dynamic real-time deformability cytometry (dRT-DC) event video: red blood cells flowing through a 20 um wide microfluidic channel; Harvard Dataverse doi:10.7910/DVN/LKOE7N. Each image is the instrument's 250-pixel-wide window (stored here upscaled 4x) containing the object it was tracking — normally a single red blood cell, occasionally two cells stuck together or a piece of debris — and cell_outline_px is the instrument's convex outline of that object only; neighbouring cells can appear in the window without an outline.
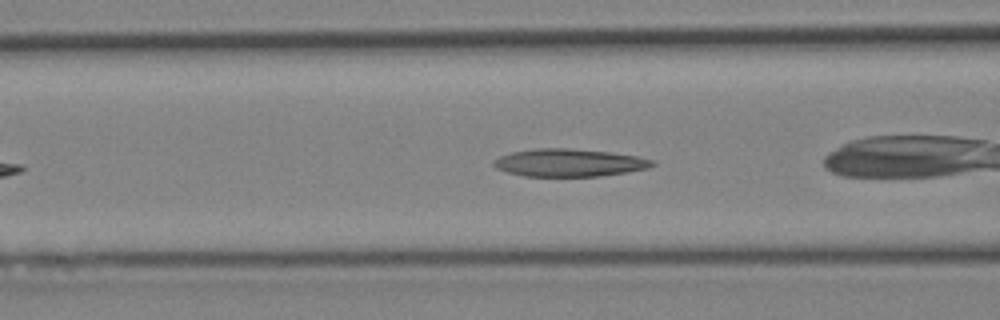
{"species": "Egyptian fruit bat (a non-hibernating species)", "species_latin": "Rousettus aegyptiacus", "temperature_condition": "cold", "stored_images_in_passage": 19, "camera_frame_rate_fps": 3000, "um_per_image_px": 0.085, "animal": {"sex": "female"}, "frame": {"image": 1, "passage_image": 6, "time_ms": 1.667, "image_size_px": [1000, 320], "cell_outline_px": [[656, 164], [648, 168], [628, 172], [600, 176], [524, 176], [508, 172], [496, 168], [492, 164], [500, 156], [512, 152], [536, 148], [568, 148], [608, 152], [636, 156], [656, 160]], "centroid_in_image_um": [48.41, 13.83], "position_along_channel_um": 118.2, "area_um2": 25.49}}
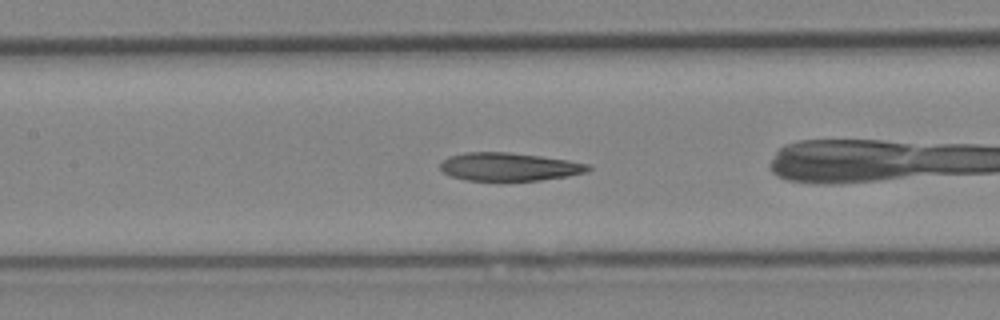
{"frame": {"image": 2, "passage_image": 9, "time_ms": 2.667, "image_size_px": [1000, 320], "cell_outline_px": [[592, 168], [588, 172], [568, 176], [540, 180], [468, 180], [452, 176], [444, 172], [440, 168], [440, 164], [444, 160], [452, 156], [464, 152], [508, 152], [540, 156], [568, 160], [588, 164]], "centroid_in_image_um": [43.31, 14.17], "position_along_channel_um": 164.1, "area_um2": 23.99}}
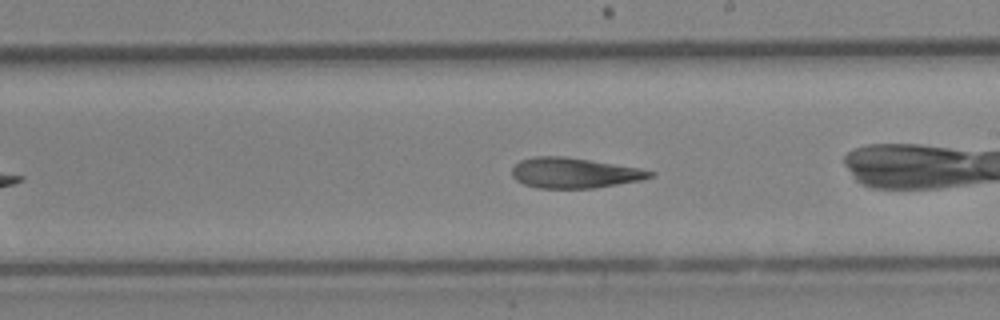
{"frame": {"image": 3, "passage_image": 14, "time_ms": 4.333, "image_size_px": [1000, 320], "cell_outline_px": [[656, 172], [652, 176], [640, 180], [596, 188], [540, 188], [524, 184], [516, 180], [512, 176], [512, 168], [520, 160], [536, 156], [564, 156], [640, 168]], "centroid_in_image_um": [48.8, 14.7], "position_along_channel_um": 240.2, "area_um2": 24.28}}